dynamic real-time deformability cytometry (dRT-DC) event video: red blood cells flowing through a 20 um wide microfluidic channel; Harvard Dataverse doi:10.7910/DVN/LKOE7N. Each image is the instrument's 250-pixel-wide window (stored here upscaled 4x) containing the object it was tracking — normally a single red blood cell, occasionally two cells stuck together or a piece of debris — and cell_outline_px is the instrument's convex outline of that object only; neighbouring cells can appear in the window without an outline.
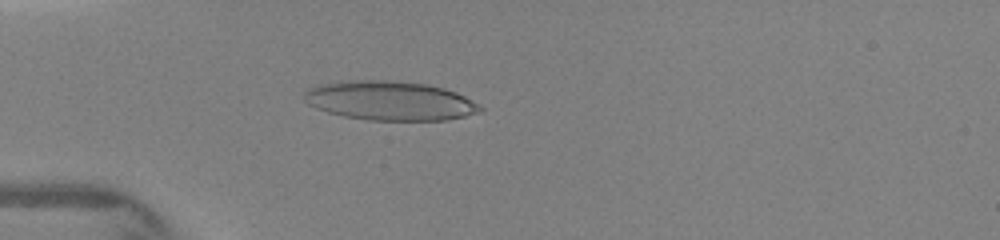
{"species": "human", "species_latin": "Homo sapiens", "temperature_condition": "warm", "stored_images_in_passage": 9, "camera_frame_rate_fps": 3000, "um_per_image_px": 0.085, "donor": {"sex": "female"}, "frame": {"image": 1, "passage_image": 8, "time_ms": 3.667, "image_size_px": [1000, 240], "cell_outline_px": [[484, 108], [476, 112], [464, 116], [448, 120], [368, 120], [344, 116], [328, 112], [316, 108], [308, 104], [304, 100], [304, 92], [308, 88], [340, 80], [384, 80], [428, 84], [444, 88], [456, 92], [464, 96]], "centroid_in_image_um": [33.11, 8.56], "position_along_channel_um": 51.9, "area_um2": 40.06}}